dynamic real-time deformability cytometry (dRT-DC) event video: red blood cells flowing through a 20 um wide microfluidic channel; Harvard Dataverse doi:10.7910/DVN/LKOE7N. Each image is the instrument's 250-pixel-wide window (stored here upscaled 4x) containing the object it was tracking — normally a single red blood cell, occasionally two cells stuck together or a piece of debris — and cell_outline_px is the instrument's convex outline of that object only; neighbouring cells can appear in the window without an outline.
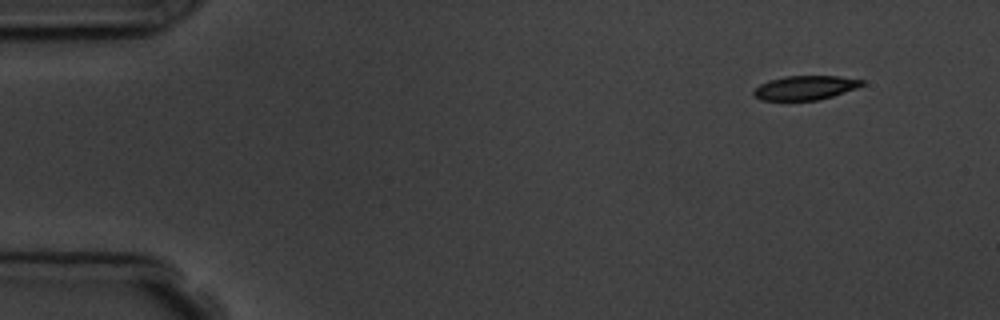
{"species": "common noctule bat (a hibernating species)", "species_latin": "Nyctalus noctula", "temperature_condition": "room temperature", "stored_images_in_passage": 4, "camera_frame_rate_fps": 3000, "um_per_image_px": 0.085, "animal": {"sex": "male", "body_mass_g": 19.5, "forearm_length_mm": 54.6}, "frame": {"image": 1, "passage_image": 1, "time_ms": 0.0, "image_size_px": [1000, 320], "cell_outline_px": [[864, 84], [856, 88], [832, 96], [816, 100], [760, 100], [752, 92], [760, 84], [768, 80], [784, 76], [840, 76], [864, 80]], "centroid_in_image_um": [68.43, 7.45], "position_along_channel_um": 16.6, "area_um2": 15.14}}
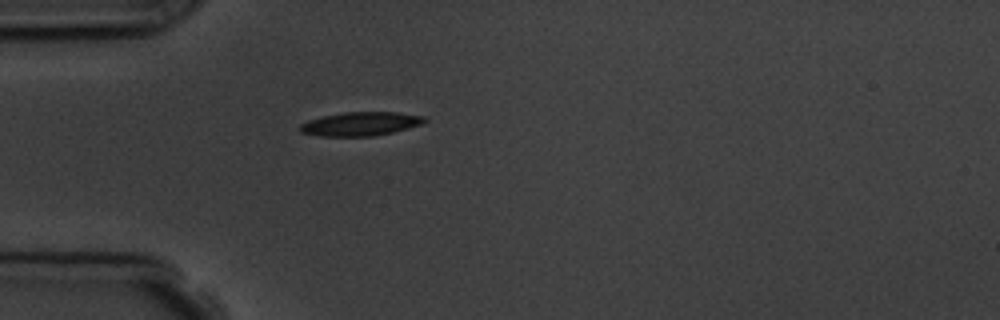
{"frame": {"image": 2, "passage_image": 4, "time_ms": 3.667, "image_size_px": [1000, 320], "cell_outline_px": [[428, 120], [420, 124], [408, 128], [392, 132], [372, 136], [320, 136], [300, 132], [296, 128], [300, 124], [308, 120], [324, 116], [344, 112], [396, 112], [424, 116]], "centroid_in_image_um": [30.6, 10.53], "position_along_channel_um": 54.4, "area_um2": 17.22}}